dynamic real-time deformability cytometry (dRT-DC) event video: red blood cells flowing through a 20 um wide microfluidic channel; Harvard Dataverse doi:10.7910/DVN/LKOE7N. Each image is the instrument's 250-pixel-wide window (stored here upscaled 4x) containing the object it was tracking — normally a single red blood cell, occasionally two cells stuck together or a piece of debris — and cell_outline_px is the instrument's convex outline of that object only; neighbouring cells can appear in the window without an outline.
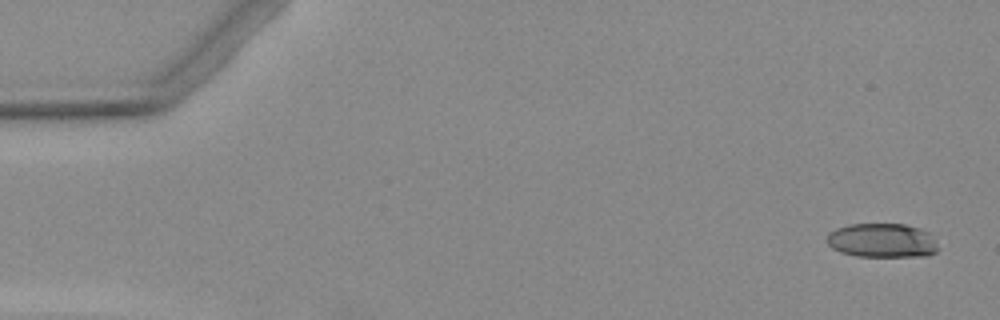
{"species": "Egyptian fruit bat (a non-hibernating species)", "species_latin": "Rousettus aegyptiacus", "temperature_condition": "warm", "stored_images_in_passage": 3, "camera_frame_rate_fps": 3000, "um_per_image_px": 0.085, "animal": {"sex": "female"}, "frame": {"image": 1, "passage_image": 1, "time_ms": 0.0, "image_size_px": [1000, 320], "cell_outline_px": [[940, 248], [936, 252], [928, 256], [856, 256], [840, 252], [832, 248], [828, 244], [828, 232], [836, 228], [848, 224], [904, 224], [920, 228], [928, 232]], "centroid_in_image_um": [74.99, 20.44], "position_along_channel_um": 10.0, "area_um2": 22.25}}